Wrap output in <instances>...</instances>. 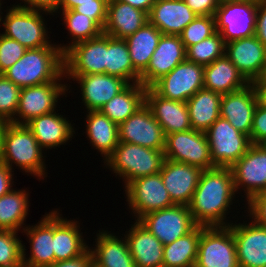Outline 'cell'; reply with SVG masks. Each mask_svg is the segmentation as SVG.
I'll return each instance as SVG.
<instances>
[{
    "label": "cell",
    "mask_w": 266,
    "mask_h": 267,
    "mask_svg": "<svg viewBox=\"0 0 266 267\" xmlns=\"http://www.w3.org/2000/svg\"><path fill=\"white\" fill-rule=\"evenodd\" d=\"M236 194L230 167L203 170L199 183L188 205L197 225L228 226L226 215Z\"/></svg>",
    "instance_id": "1"
},
{
    "label": "cell",
    "mask_w": 266,
    "mask_h": 267,
    "mask_svg": "<svg viewBox=\"0 0 266 267\" xmlns=\"http://www.w3.org/2000/svg\"><path fill=\"white\" fill-rule=\"evenodd\" d=\"M3 75L20 88L64 80L63 53L59 45L27 49Z\"/></svg>",
    "instance_id": "2"
},
{
    "label": "cell",
    "mask_w": 266,
    "mask_h": 267,
    "mask_svg": "<svg viewBox=\"0 0 266 267\" xmlns=\"http://www.w3.org/2000/svg\"><path fill=\"white\" fill-rule=\"evenodd\" d=\"M42 153L43 149L25 124L7 123L2 135L1 162L11 170L15 164L25 173L43 179L46 165Z\"/></svg>",
    "instance_id": "3"
},
{
    "label": "cell",
    "mask_w": 266,
    "mask_h": 267,
    "mask_svg": "<svg viewBox=\"0 0 266 267\" xmlns=\"http://www.w3.org/2000/svg\"><path fill=\"white\" fill-rule=\"evenodd\" d=\"M164 160V151L119 142L104 164L125 180L126 187L137 178L160 172Z\"/></svg>",
    "instance_id": "4"
},
{
    "label": "cell",
    "mask_w": 266,
    "mask_h": 267,
    "mask_svg": "<svg viewBox=\"0 0 266 267\" xmlns=\"http://www.w3.org/2000/svg\"><path fill=\"white\" fill-rule=\"evenodd\" d=\"M194 267H239L236 244L229 226L201 225Z\"/></svg>",
    "instance_id": "5"
},
{
    "label": "cell",
    "mask_w": 266,
    "mask_h": 267,
    "mask_svg": "<svg viewBox=\"0 0 266 267\" xmlns=\"http://www.w3.org/2000/svg\"><path fill=\"white\" fill-rule=\"evenodd\" d=\"M6 12L2 35L18 41L26 49L52 46L48 37V28L44 23L41 11L10 7Z\"/></svg>",
    "instance_id": "6"
},
{
    "label": "cell",
    "mask_w": 266,
    "mask_h": 267,
    "mask_svg": "<svg viewBox=\"0 0 266 267\" xmlns=\"http://www.w3.org/2000/svg\"><path fill=\"white\" fill-rule=\"evenodd\" d=\"M205 135L215 167H231L252 144L248 135L235 129L222 117L209 127Z\"/></svg>",
    "instance_id": "7"
},
{
    "label": "cell",
    "mask_w": 266,
    "mask_h": 267,
    "mask_svg": "<svg viewBox=\"0 0 266 267\" xmlns=\"http://www.w3.org/2000/svg\"><path fill=\"white\" fill-rule=\"evenodd\" d=\"M258 0H221L216 10V31L224 42L255 35Z\"/></svg>",
    "instance_id": "8"
},
{
    "label": "cell",
    "mask_w": 266,
    "mask_h": 267,
    "mask_svg": "<svg viewBox=\"0 0 266 267\" xmlns=\"http://www.w3.org/2000/svg\"><path fill=\"white\" fill-rule=\"evenodd\" d=\"M165 159L186 163L202 170L214 168L205 132L190 129L165 136Z\"/></svg>",
    "instance_id": "9"
},
{
    "label": "cell",
    "mask_w": 266,
    "mask_h": 267,
    "mask_svg": "<svg viewBox=\"0 0 266 267\" xmlns=\"http://www.w3.org/2000/svg\"><path fill=\"white\" fill-rule=\"evenodd\" d=\"M138 222L163 245L187 235L197 226L187 205H174L150 212L142 216Z\"/></svg>",
    "instance_id": "10"
},
{
    "label": "cell",
    "mask_w": 266,
    "mask_h": 267,
    "mask_svg": "<svg viewBox=\"0 0 266 267\" xmlns=\"http://www.w3.org/2000/svg\"><path fill=\"white\" fill-rule=\"evenodd\" d=\"M129 209L135 214V221L142 216L161 209L169 208L172 202L164 186L160 172L131 181L125 187Z\"/></svg>",
    "instance_id": "11"
},
{
    "label": "cell",
    "mask_w": 266,
    "mask_h": 267,
    "mask_svg": "<svg viewBox=\"0 0 266 267\" xmlns=\"http://www.w3.org/2000/svg\"><path fill=\"white\" fill-rule=\"evenodd\" d=\"M151 88L163 98L187 102L198 90L204 88V66L185 60L156 81Z\"/></svg>",
    "instance_id": "12"
},
{
    "label": "cell",
    "mask_w": 266,
    "mask_h": 267,
    "mask_svg": "<svg viewBox=\"0 0 266 267\" xmlns=\"http://www.w3.org/2000/svg\"><path fill=\"white\" fill-rule=\"evenodd\" d=\"M67 86L59 81L21 88L18 109L11 123L26 124L34 117L55 111L58 98L69 90Z\"/></svg>",
    "instance_id": "13"
},
{
    "label": "cell",
    "mask_w": 266,
    "mask_h": 267,
    "mask_svg": "<svg viewBox=\"0 0 266 267\" xmlns=\"http://www.w3.org/2000/svg\"><path fill=\"white\" fill-rule=\"evenodd\" d=\"M230 169L236 192L242 187L247 201L262 193L266 190V145L251 144Z\"/></svg>",
    "instance_id": "14"
},
{
    "label": "cell",
    "mask_w": 266,
    "mask_h": 267,
    "mask_svg": "<svg viewBox=\"0 0 266 267\" xmlns=\"http://www.w3.org/2000/svg\"><path fill=\"white\" fill-rule=\"evenodd\" d=\"M64 75L106 74V34L71 46L63 54Z\"/></svg>",
    "instance_id": "15"
},
{
    "label": "cell",
    "mask_w": 266,
    "mask_h": 267,
    "mask_svg": "<svg viewBox=\"0 0 266 267\" xmlns=\"http://www.w3.org/2000/svg\"><path fill=\"white\" fill-rule=\"evenodd\" d=\"M225 55L249 83L264 77L266 46L255 35L225 43Z\"/></svg>",
    "instance_id": "16"
},
{
    "label": "cell",
    "mask_w": 266,
    "mask_h": 267,
    "mask_svg": "<svg viewBox=\"0 0 266 267\" xmlns=\"http://www.w3.org/2000/svg\"><path fill=\"white\" fill-rule=\"evenodd\" d=\"M119 142L164 151L165 135L146 103L118 125Z\"/></svg>",
    "instance_id": "17"
},
{
    "label": "cell",
    "mask_w": 266,
    "mask_h": 267,
    "mask_svg": "<svg viewBox=\"0 0 266 267\" xmlns=\"http://www.w3.org/2000/svg\"><path fill=\"white\" fill-rule=\"evenodd\" d=\"M228 226L234 236L239 267H266V226L254 221Z\"/></svg>",
    "instance_id": "18"
},
{
    "label": "cell",
    "mask_w": 266,
    "mask_h": 267,
    "mask_svg": "<svg viewBox=\"0 0 266 267\" xmlns=\"http://www.w3.org/2000/svg\"><path fill=\"white\" fill-rule=\"evenodd\" d=\"M259 100L255 83H250L238 91L224 94L220 102V117L228 120L235 129L250 137L253 114Z\"/></svg>",
    "instance_id": "19"
},
{
    "label": "cell",
    "mask_w": 266,
    "mask_h": 267,
    "mask_svg": "<svg viewBox=\"0 0 266 267\" xmlns=\"http://www.w3.org/2000/svg\"><path fill=\"white\" fill-rule=\"evenodd\" d=\"M185 60L186 49L180 36L162 34L147 68L140 74V83L146 88L151 87Z\"/></svg>",
    "instance_id": "20"
},
{
    "label": "cell",
    "mask_w": 266,
    "mask_h": 267,
    "mask_svg": "<svg viewBox=\"0 0 266 267\" xmlns=\"http://www.w3.org/2000/svg\"><path fill=\"white\" fill-rule=\"evenodd\" d=\"M203 170L165 159L160 171L165 188L175 205H189Z\"/></svg>",
    "instance_id": "21"
},
{
    "label": "cell",
    "mask_w": 266,
    "mask_h": 267,
    "mask_svg": "<svg viewBox=\"0 0 266 267\" xmlns=\"http://www.w3.org/2000/svg\"><path fill=\"white\" fill-rule=\"evenodd\" d=\"M68 79L76 80L80 85L82 103L87 111H99L129 85L124 79L105 73L68 76Z\"/></svg>",
    "instance_id": "22"
},
{
    "label": "cell",
    "mask_w": 266,
    "mask_h": 267,
    "mask_svg": "<svg viewBox=\"0 0 266 267\" xmlns=\"http://www.w3.org/2000/svg\"><path fill=\"white\" fill-rule=\"evenodd\" d=\"M30 243V256L27 259L25 245L22 244L23 267H47L55 262L53 252V211L42 217L34 227H23Z\"/></svg>",
    "instance_id": "23"
},
{
    "label": "cell",
    "mask_w": 266,
    "mask_h": 267,
    "mask_svg": "<svg viewBox=\"0 0 266 267\" xmlns=\"http://www.w3.org/2000/svg\"><path fill=\"white\" fill-rule=\"evenodd\" d=\"M145 103L162 127L164 135L192 129L186 102L163 98L151 87L146 88Z\"/></svg>",
    "instance_id": "24"
},
{
    "label": "cell",
    "mask_w": 266,
    "mask_h": 267,
    "mask_svg": "<svg viewBox=\"0 0 266 267\" xmlns=\"http://www.w3.org/2000/svg\"><path fill=\"white\" fill-rule=\"evenodd\" d=\"M196 17L183 0L155 1L148 22L164 35H180Z\"/></svg>",
    "instance_id": "25"
},
{
    "label": "cell",
    "mask_w": 266,
    "mask_h": 267,
    "mask_svg": "<svg viewBox=\"0 0 266 267\" xmlns=\"http://www.w3.org/2000/svg\"><path fill=\"white\" fill-rule=\"evenodd\" d=\"M58 210H53V252L55 262L72 260L82 256L88 249L83 242L77 221L61 217ZM79 227V228H78Z\"/></svg>",
    "instance_id": "26"
},
{
    "label": "cell",
    "mask_w": 266,
    "mask_h": 267,
    "mask_svg": "<svg viewBox=\"0 0 266 267\" xmlns=\"http://www.w3.org/2000/svg\"><path fill=\"white\" fill-rule=\"evenodd\" d=\"M148 22V14L128 3L108 0L107 19L103 33L118 39H126Z\"/></svg>",
    "instance_id": "27"
},
{
    "label": "cell",
    "mask_w": 266,
    "mask_h": 267,
    "mask_svg": "<svg viewBox=\"0 0 266 267\" xmlns=\"http://www.w3.org/2000/svg\"><path fill=\"white\" fill-rule=\"evenodd\" d=\"M124 235L136 267H162L164 245L138 221Z\"/></svg>",
    "instance_id": "28"
},
{
    "label": "cell",
    "mask_w": 266,
    "mask_h": 267,
    "mask_svg": "<svg viewBox=\"0 0 266 267\" xmlns=\"http://www.w3.org/2000/svg\"><path fill=\"white\" fill-rule=\"evenodd\" d=\"M62 116L53 111L34 117L25 124L31 130L42 149L47 150L59 147L62 144L65 145L74 136L73 125Z\"/></svg>",
    "instance_id": "29"
},
{
    "label": "cell",
    "mask_w": 266,
    "mask_h": 267,
    "mask_svg": "<svg viewBox=\"0 0 266 267\" xmlns=\"http://www.w3.org/2000/svg\"><path fill=\"white\" fill-rule=\"evenodd\" d=\"M95 240L96 247L89 248L93 267H136L125 238L103 230Z\"/></svg>",
    "instance_id": "30"
},
{
    "label": "cell",
    "mask_w": 266,
    "mask_h": 267,
    "mask_svg": "<svg viewBox=\"0 0 266 267\" xmlns=\"http://www.w3.org/2000/svg\"><path fill=\"white\" fill-rule=\"evenodd\" d=\"M250 83L226 55L204 66V88L221 95L238 91Z\"/></svg>",
    "instance_id": "31"
},
{
    "label": "cell",
    "mask_w": 266,
    "mask_h": 267,
    "mask_svg": "<svg viewBox=\"0 0 266 267\" xmlns=\"http://www.w3.org/2000/svg\"><path fill=\"white\" fill-rule=\"evenodd\" d=\"M222 95L202 88L186 102L193 130L206 132L220 117Z\"/></svg>",
    "instance_id": "32"
},
{
    "label": "cell",
    "mask_w": 266,
    "mask_h": 267,
    "mask_svg": "<svg viewBox=\"0 0 266 267\" xmlns=\"http://www.w3.org/2000/svg\"><path fill=\"white\" fill-rule=\"evenodd\" d=\"M87 113L85 122L87 137L106 161L119 143L118 125L100 111H87Z\"/></svg>",
    "instance_id": "33"
},
{
    "label": "cell",
    "mask_w": 266,
    "mask_h": 267,
    "mask_svg": "<svg viewBox=\"0 0 266 267\" xmlns=\"http://www.w3.org/2000/svg\"><path fill=\"white\" fill-rule=\"evenodd\" d=\"M146 87L131 83L99 110L117 125L126 121L145 104Z\"/></svg>",
    "instance_id": "34"
},
{
    "label": "cell",
    "mask_w": 266,
    "mask_h": 267,
    "mask_svg": "<svg viewBox=\"0 0 266 267\" xmlns=\"http://www.w3.org/2000/svg\"><path fill=\"white\" fill-rule=\"evenodd\" d=\"M162 33L147 22L125 40L134 69L141 74L148 66Z\"/></svg>",
    "instance_id": "35"
},
{
    "label": "cell",
    "mask_w": 266,
    "mask_h": 267,
    "mask_svg": "<svg viewBox=\"0 0 266 267\" xmlns=\"http://www.w3.org/2000/svg\"><path fill=\"white\" fill-rule=\"evenodd\" d=\"M106 74L120 77L129 84L140 83V74L133 67L125 39L106 35Z\"/></svg>",
    "instance_id": "36"
},
{
    "label": "cell",
    "mask_w": 266,
    "mask_h": 267,
    "mask_svg": "<svg viewBox=\"0 0 266 267\" xmlns=\"http://www.w3.org/2000/svg\"><path fill=\"white\" fill-rule=\"evenodd\" d=\"M201 225L187 235L163 247L162 267H194L197 259Z\"/></svg>",
    "instance_id": "37"
},
{
    "label": "cell",
    "mask_w": 266,
    "mask_h": 267,
    "mask_svg": "<svg viewBox=\"0 0 266 267\" xmlns=\"http://www.w3.org/2000/svg\"><path fill=\"white\" fill-rule=\"evenodd\" d=\"M26 190H14L0 197V230L20 231L26 220L29 202Z\"/></svg>",
    "instance_id": "38"
},
{
    "label": "cell",
    "mask_w": 266,
    "mask_h": 267,
    "mask_svg": "<svg viewBox=\"0 0 266 267\" xmlns=\"http://www.w3.org/2000/svg\"><path fill=\"white\" fill-rule=\"evenodd\" d=\"M63 23L72 35L71 44L59 45L60 51L64 54L76 43L99 37L103 31L86 15L77 13L74 10H62ZM65 46V47H64Z\"/></svg>",
    "instance_id": "39"
},
{
    "label": "cell",
    "mask_w": 266,
    "mask_h": 267,
    "mask_svg": "<svg viewBox=\"0 0 266 267\" xmlns=\"http://www.w3.org/2000/svg\"><path fill=\"white\" fill-rule=\"evenodd\" d=\"M225 55V42L219 32L186 49V60L207 66Z\"/></svg>",
    "instance_id": "40"
},
{
    "label": "cell",
    "mask_w": 266,
    "mask_h": 267,
    "mask_svg": "<svg viewBox=\"0 0 266 267\" xmlns=\"http://www.w3.org/2000/svg\"><path fill=\"white\" fill-rule=\"evenodd\" d=\"M108 0H61V10H74L89 17L102 31L107 19Z\"/></svg>",
    "instance_id": "41"
},
{
    "label": "cell",
    "mask_w": 266,
    "mask_h": 267,
    "mask_svg": "<svg viewBox=\"0 0 266 267\" xmlns=\"http://www.w3.org/2000/svg\"><path fill=\"white\" fill-rule=\"evenodd\" d=\"M16 233L0 230V267H23L22 241Z\"/></svg>",
    "instance_id": "42"
},
{
    "label": "cell",
    "mask_w": 266,
    "mask_h": 267,
    "mask_svg": "<svg viewBox=\"0 0 266 267\" xmlns=\"http://www.w3.org/2000/svg\"><path fill=\"white\" fill-rule=\"evenodd\" d=\"M216 32L215 16L197 15V17L183 29L179 36L185 49H187L189 46L209 38Z\"/></svg>",
    "instance_id": "43"
},
{
    "label": "cell",
    "mask_w": 266,
    "mask_h": 267,
    "mask_svg": "<svg viewBox=\"0 0 266 267\" xmlns=\"http://www.w3.org/2000/svg\"><path fill=\"white\" fill-rule=\"evenodd\" d=\"M21 88L0 74V118L11 122L18 109Z\"/></svg>",
    "instance_id": "44"
},
{
    "label": "cell",
    "mask_w": 266,
    "mask_h": 267,
    "mask_svg": "<svg viewBox=\"0 0 266 267\" xmlns=\"http://www.w3.org/2000/svg\"><path fill=\"white\" fill-rule=\"evenodd\" d=\"M26 50L18 41L0 33V74L15 64Z\"/></svg>",
    "instance_id": "45"
},
{
    "label": "cell",
    "mask_w": 266,
    "mask_h": 267,
    "mask_svg": "<svg viewBox=\"0 0 266 267\" xmlns=\"http://www.w3.org/2000/svg\"><path fill=\"white\" fill-rule=\"evenodd\" d=\"M250 141L252 144H266V104L259 100L254 114Z\"/></svg>",
    "instance_id": "46"
},
{
    "label": "cell",
    "mask_w": 266,
    "mask_h": 267,
    "mask_svg": "<svg viewBox=\"0 0 266 267\" xmlns=\"http://www.w3.org/2000/svg\"><path fill=\"white\" fill-rule=\"evenodd\" d=\"M247 204L253 221L266 226V190L252 197Z\"/></svg>",
    "instance_id": "47"
},
{
    "label": "cell",
    "mask_w": 266,
    "mask_h": 267,
    "mask_svg": "<svg viewBox=\"0 0 266 267\" xmlns=\"http://www.w3.org/2000/svg\"><path fill=\"white\" fill-rule=\"evenodd\" d=\"M185 4L197 15L215 16L221 0H183Z\"/></svg>",
    "instance_id": "48"
},
{
    "label": "cell",
    "mask_w": 266,
    "mask_h": 267,
    "mask_svg": "<svg viewBox=\"0 0 266 267\" xmlns=\"http://www.w3.org/2000/svg\"><path fill=\"white\" fill-rule=\"evenodd\" d=\"M23 5H14L25 9H31L36 10L45 13V14H51L58 12V9H60V1L61 0H21Z\"/></svg>",
    "instance_id": "49"
},
{
    "label": "cell",
    "mask_w": 266,
    "mask_h": 267,
    "mask_svg": "<svg viewBox=\"0 0 266 267\" xmlns=\"http://www.w3.org/2000/svg\"><path fill=\"white\" fill-rule=\"evenodd\" d=\"M255 36L266 46V0H258Z\"/></svg>",
    "instance_id": "50"
},
{
    "label": "cell",
    "mask_w": 266,
    "mask_h": 267,
    "mask_svg": "<svg viewBox=\"0 0 266 267\" xmlns=\"http://www.w3.org/2000/svg\"><path fill=\"white\" fill-rule=\"evenodd\" d=\"M92 266V256L90 250L88 249L82 256L72 259L54 262L47 267H91Z\"/></svg>",
    "instance_id": "51"
},
{
    "label": "cell",
    "mask_w": 266,
    "mask_h": 267,
    "mask_svg": "<svg viewBox=\"0 0 266 267\" xmlns=\"http://www.w3.org/2000/svg\"><path fill=\"white\" fill-rule=\"evenodd\" d=\"M6 164L0 161V197L9 193L13 188V174Z\"/></svg>",
    "instance_id": "52"
},
{
    "label": "cell",
    "mask_w": 266,
    "mask_h": 267,
    "mask_svg": "<svg viewBox=\"0 0 266 267\" xmlns=\"http://www.w3.org/2000/svg\"><path fill=\"white\" fill-rule=\"evenodd\" d=\"M124 3H128L134 8L140 9L143 12L149 14L151 7L155 3V0H116Z\"/></svg>",
    "instance_id": "53"
},
{
    "label": "cell",
    "mask_w": 266,
    "mask_h": 267,
    "mask_svg": "<svg viewBox=\"0 0 266 267\" xmlns=\"http://www.w3.org/2000/svg\"><path fill=\"white\" fill-rule=\"evenodd\" d=\"M255 85L258 89L260 101L266 104V78L262 77Z\"/></svg>",
    "instance_id": "54"
},
{
    "label": "cell",
    "mask_w": 266,
    "mask_h": 267,
    "mask_svg": "<svg viewBox=\"0 0 266 267\" xmlns=\"http://www.w3.org/2000/svg\"><path fill=\"white\" fill-rule=\"evenodd\" d=\"M7 123H8L7 121L0 118V153H1V145H2V135H3V131Z\"/></svg>",
    "instance_id": "55"
},
{
    "label": "cell",
    "mask_w": 266,
    "mask_h": 267,
    "mask_svg": "<svg viewBox=\"0 0 266 267\" xmlns=\"http://www.w3.org/2000/svg\"><path fill=\"white\" fill-rule=\"evenodd\" d=\"M1 5H2V3H1V0H0V13L2 12L1 11ZM2 21V16H1V14H0V22Z\"/></svg>",
    "instance_id": "56"
},
{
    "label": "cell",
    "mask_w": 266,
    "mask_h": 267,
    "mask_svg": "<svg viewBox=\"0 0 266 267\" xmlns=\"http://www.w3.org/2000/svg\"><path fill=\"white\" fill-rule=\"evenodd\" d=\"M225 1H250V0H225Z\"/></svg>",
    "instance_id": "57"
}]
</instances>
